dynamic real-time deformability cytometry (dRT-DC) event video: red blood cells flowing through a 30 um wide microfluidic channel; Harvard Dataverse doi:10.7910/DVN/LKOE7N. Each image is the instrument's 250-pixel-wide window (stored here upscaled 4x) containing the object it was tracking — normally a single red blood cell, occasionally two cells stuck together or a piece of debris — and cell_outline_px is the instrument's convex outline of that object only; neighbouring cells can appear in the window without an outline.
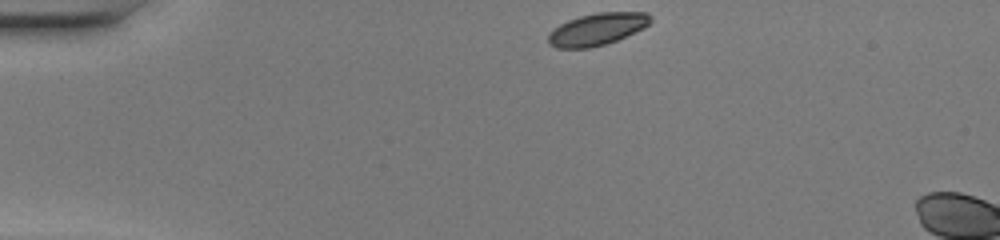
{"species": "common noctule bat (a hibernating species)", "species_latin": "Nyctalus noctula", "temperature_condition": "warm", "stored_images_in_passage": 7, "camera_frame_rate_fps": 3000, "um_per_image_px": 0.085, "animal": {"sex": "female", "body_mass_g": 20.0, "forearm_length_mm": 54.0}, "frame": {"image": 1, "passage_image": 1, "time_ms": 0.0, "image_size_px": [1000, 240], "cell_outline_px": [[652, 20], [644, 28], [616, 40], [604, 44], [588, 48], [556, 48], [548, 44], [548, 32], [560, 24], [568, 20], [580, 16], [596, 12], [648, 12], [652, 16]], "centroid_in_image_um": [50.75, 2.47], "position_along_channel_um": 34.3, "area_um2": 19.19}}